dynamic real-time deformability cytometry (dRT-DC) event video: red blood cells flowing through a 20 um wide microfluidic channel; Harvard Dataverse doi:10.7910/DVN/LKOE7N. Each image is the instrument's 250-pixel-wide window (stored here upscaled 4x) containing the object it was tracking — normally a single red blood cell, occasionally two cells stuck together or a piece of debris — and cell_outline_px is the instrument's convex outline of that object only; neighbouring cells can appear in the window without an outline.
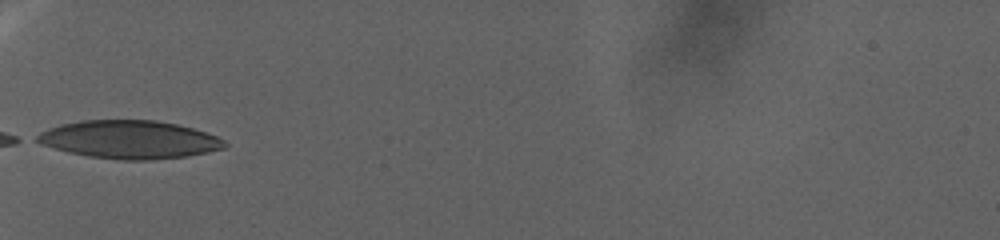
{"species": "human", "species_latin": "Homo sapiens", "temperature_condition": "warm", "stored_images_in_passage": 68, "camera_frame_rate_fps": 3000, "um_per_image_px": 0.085, "donor": {"sex": "female"}, "frame": {"image": 1, "passage_image": 1, "time_ms": 0.0, "image_size_px": [1000, 240], "cell_outline_px": [[228, 144], [224, 148], [208, 152], [188, 156], [148, 160], [124, 160], [88, 156], [68, 152], [40, 144], [32, 140], [32, 136], [48, 128], [60, 124], [80, 120], [156, 120], [176, 124], [192, 128], [216, 136], [224, 140]], "centroid_in_image_um": [10.94, 11.86], "position_along_channel_um": 74.1, "area_um2": 41.85}}
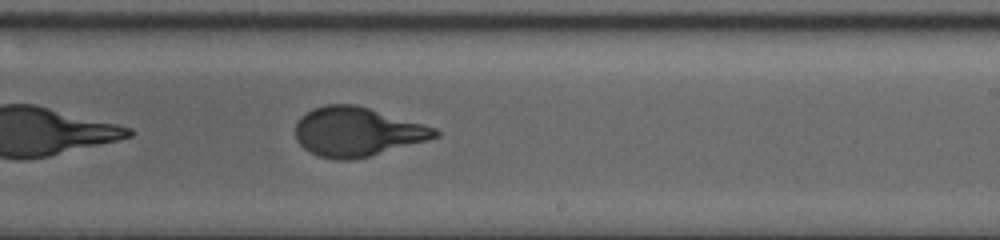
{"frame": {"image": 2, "passage_image": 31, "time_ms": 10.0, "image_size_px": [1000, 240], "cell_outline_px": [[440, 136], [428, 140], [372, 156], [352, 160], [336, 160], [320, 156], [304, 148], [296, 140], [296, 120], [300, 116], [312, 108], [324, 104], [356, 104], [424, 124], [436, 128], [440, 132]], "centroid_in_image_um": [30.35, 11.2], "position_along_channel_um": 258.6, "area_um2": 40.29}}
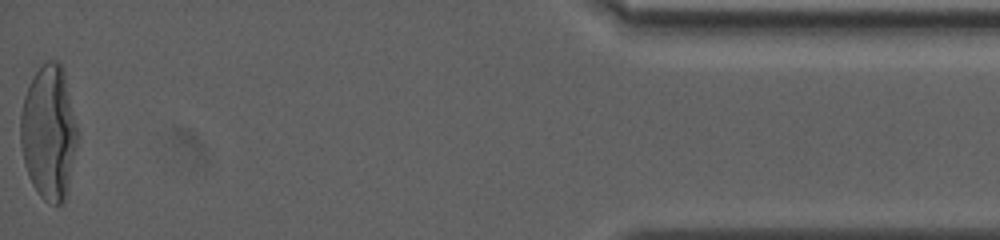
{"frame": {"image": 3, "passage_image": 68, "time_ms": 22.333, "image_size_px": [1000, 240], "cell_outline_px": [[76, 144], [68, 188], [64, 204], [48, 204], [40, 196], [32, 184], [28, 176], [24, 164], [20, 144], [20, 116], [24, 96], [36, 72], [48, 60], [56, 60], [64, 68], [76, 124]], "centroid_in_image_um": [4.13, 11.29], "position_along_channel_um": 431.1, "area_um2": 44.39}}